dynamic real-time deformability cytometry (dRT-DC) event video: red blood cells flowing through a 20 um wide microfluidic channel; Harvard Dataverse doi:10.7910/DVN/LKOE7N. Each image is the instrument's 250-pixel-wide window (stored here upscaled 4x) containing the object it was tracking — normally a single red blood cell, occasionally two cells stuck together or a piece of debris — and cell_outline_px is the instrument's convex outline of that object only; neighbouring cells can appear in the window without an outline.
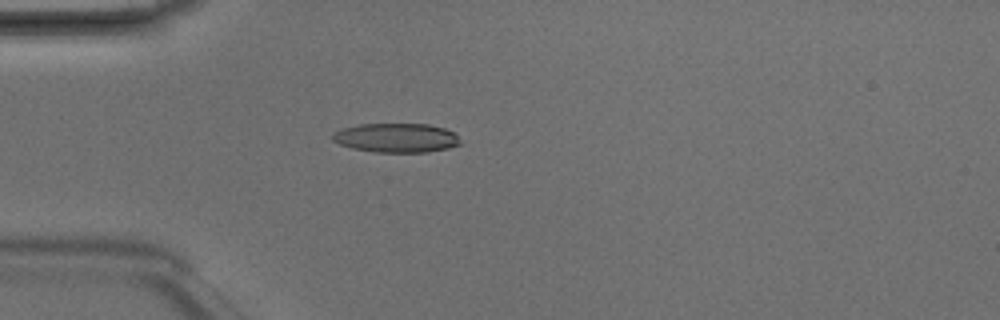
{"species": "Egyptian fruit bat (a non-hibernating species)", "species_latin": "Rousettus aegyptiacus", "temperature_condition": "room temperature", "stored_images_in_passage": 4, "camera_frame_rate_fps": 3000, "um_per_image_px": 0.085, "animal": {"sex": "male"}, "frame": {"image": 1, "passage_image": 4, "time_ms": 1.0, "image_size_px": [1000, 320], "cell_outline_px": [[460, 144], [448, 148], [428, 152], [376, 152], [352, 148], [340, 144], [332, 140], [332, 136], [340, 128], [360, 124], [428, 124], [444, 128], [452, 132], [460, 140]], "centroid_in_image_um": [33.67, 11.71], "position_along_channel_um": 51.3, "area_um2": 21.62}}